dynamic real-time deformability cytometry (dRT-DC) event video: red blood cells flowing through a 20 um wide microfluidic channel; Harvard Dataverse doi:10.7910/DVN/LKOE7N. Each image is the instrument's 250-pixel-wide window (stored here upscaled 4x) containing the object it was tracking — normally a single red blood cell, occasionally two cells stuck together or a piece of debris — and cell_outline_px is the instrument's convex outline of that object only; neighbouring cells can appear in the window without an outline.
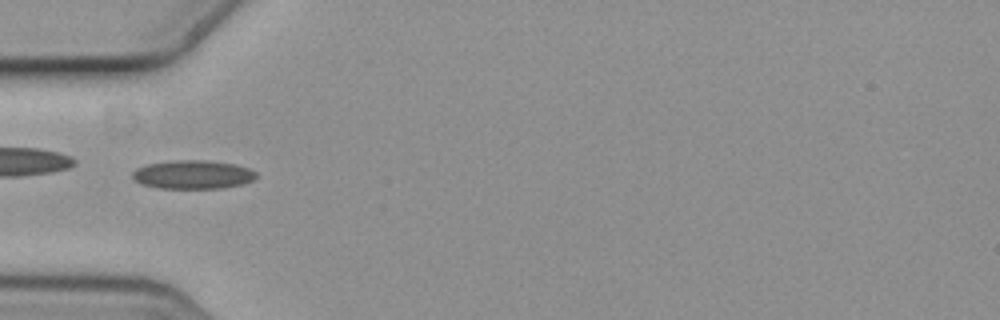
{"species": "common noctule bat (a hibernating species)", "species_latin": "Nyctalus noctula", "temperature_condition": "cold", "stored_images_in_passage": 5, "camera_frame_rate_fps": 3000, "um_per_image_px": 0.085, "animal": {"sex": "female", "body_mass_g": 19.3, "forearm_length_mm": 54.1}, "frame": {"image": 1, "passage_image": 2, "time_ms": 0.333, "image_size_px": [1000, 320], "cell_outline_px": [[256, 176], [252, 180], [244, 184], [220, 188], [160, 188], [140, 184], [132, 176], [132, 172], [136, 168], [148, 164], [176, 160], [208, 160], [236, 164], [248, 168], [256, 172]], "centroid_in_image_um": [16.4, 14.83], "position_along_channel_um": 68.6, "area_um2": 20.63}}
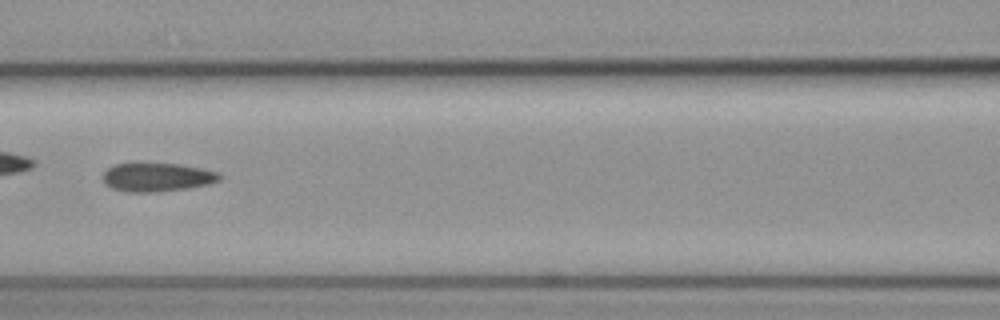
{"frame": {"image": 2, "passage_image": 4, "time_ms": 1.0, "image_size_px": [1000, 320], "cell_outline_px": [[220, 180], [208, 184], [188, 188], [156, 192], [124, 192], [112, 188], [104, 184], [104, 172], [108, 168], [116, 164], [180, 164], [220, 172]], "centroid_in_image_um": [13.36, 15.07], "position_along_channel_um": 153.2, "area_um2": 19.31}}
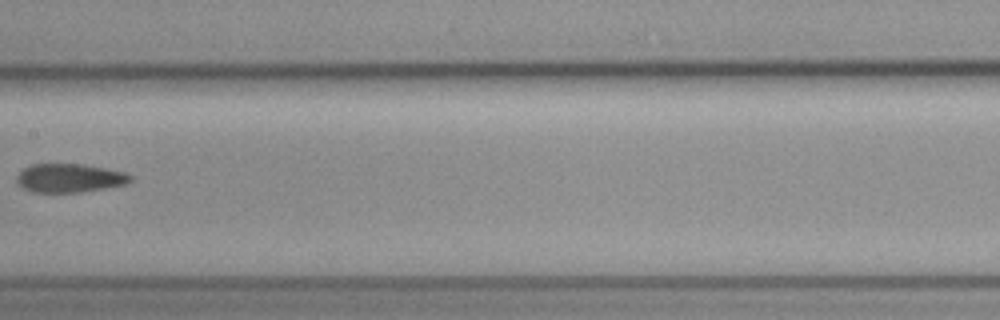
{"frame": {"image": 3, "passage_image": 5, "time_ms": 1.333, "image_size_px": [1000, 320], "cell_outline_px": [[132, 180], [124, 184], [104, 188], [80, 192], [32, 192], [16, 184], [16, 176], [24, 168], [32, 164], [84, 164], [124, 172], [132, 176]], "centroid_in_image_um": [5.87, 15.13], "position_along_channel_um": 201.5, "area_um2": 18.9}}